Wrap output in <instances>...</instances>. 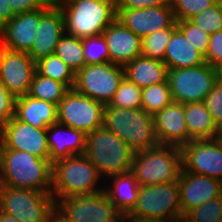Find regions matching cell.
Wrapping results in <instances>:
<instances>
[{
	"mask_svg": "<svg viewBox=\"0 0 222 222\" xmlns=\"http://www.w3.org/2000/svg\"><path fill=\"white\" fill-rule=\"evenodd\" d=\"M4 185L51 193L53 164L28 152L0 149Z\"/></svg>",
	"mask_w": 222,
	"mask_h": 222,
	"instance_id": "1",
	"label": "cell"
},
{
	"mask_svg": "<svg viewBox=\"0 0 222 222\" xmlns=\"http://www.w3.org/2000/svg\"><path fill=\"white\" fill-rule=\"evenodd\" d=\"M135 152L118 135L104 126L86 135L84 155L105 179L130 172Z\"/></svg>",
	"mask_w": 222,
	"mask_h": 222,
	"instance_id": "2",
	"label": "cell"
},
{
	"mask_svg": "<svg viewBox=\"0 0 222 222\" xmlns=\"http://www.w3.org/2000/svg\"><path fill=\"white\" fill-rule=\"evenodd\" d=\"M103 181L84 154L72 155L53 164L51 194L56 203L64 197L102 192L104 188L98 184Z\"/></svg>",
	"mask_w": 222,
	"mask_h": 222,
	"instance_id": "3",
	"label": "cell"
},
{
	"mask_svg": "<svg viewBox=\"0 0 222 222\" xmlns=\"http://www.w3.org/2000/svg\"><path fill=\"white\" fill-rule=\"evenodd\" d=\"M103 126L118 135L134 151L159 145L155 133L154 117L139 108H104Z\"/></svg>",
	"mask_w": 222,
	"mask_h": 222,
	"instance_id": "4",
	"label": "cell"
},
{
	"mask_svg": "<svg viewBox=\"0 0 222 222\" xmlns=\"http://www.w3.org/2000/svg\"><path fill=\"white\" fill-rule=\"evenodd\" d=\"M183 219L177 181L139 185V195L125 221L171 222Z\"/></svg>",
	"mask_w": 222,
	"mask_h": 222,
	"instance_id": "5",
	"label": "cell"
},
{
	"mask_svg": "<svg viewBox=\"0 0 222 222\" xmlns=\"http://www.w3.org/2000/svg\"><path fill=\"white\" fill-rule=\"evenodd\" d=\"M58 7L65 33L80 39L101 35L117 16L115 0H72Z\"/></svg>",
	"mask_w": 222,
	"mask_h": 222,
	"instance_id": "6",
	"label": "cell"
},
{
	"mask_svg": "<svg viewBox=\"0 0 222 222\" xmlns=\"http://www.w3.org/2000/svg\"><path fill=\"white\" fill-rule=\"evenodd\" d=\"M181 171L180 148L167 145L135 152L130 170L141 186L177 181Z\"/></svg>",
	"mask_w": 222,
	"mask_h": 222,
	"instance_id": "7",
	"label": "cell"
},
{
	"mask_svg": "<svg viewBox=\"0 0 222 222\" xmlns=\"http://www.w3.org/2000/svg\"><path fill=\"white\" fill-rule=\"evenodd\" d=\"M55 222H125V217L102 191L59 199Z\"/></svg>",
	"mask_w": 222,
	"mask_h": 222,
	"instance_id": "8",
	"label": "cell"
},
{
	"mask_svg": "<svg viewBox=\"0 0 222 222\" xmlns=\"http://www.w3.org/2000/svg\"><path fill=\"white\" fill-rule=\"evenodd\" d=\"M0 211L20 222H55V200L51 193L34 189L6 187L0 201Z\"/></svg>",
	"mask_w": 222,
	"mask_h": 222,
	"instance_id": "9",
	"label": "cell"
},
{
	"mask_svg": "<svg viewBox=\"0 0 222 222\" xmlns=\"http://www.w3.org/2000/svg\"><path fill=\"white\" fill-rule=\"evenodd\" d=\"M222 72L208 64L191 68L168 69V82L173 102H203Z\"/></svg>",
	"mask_w": 222,
	"mask_h": 222,
	"instance_id": "10",
	"label": "cell"
},
{
	"mask_svg": "<svg viewBox=\"0 0 222 222\" xmlns=\"http://www.w3.org/2000/svg\"><path fill=\"white\" fill-rule=\"evenodd\" d=\"M123 78V66L111 62L89 64L75 74L74 89L106 106Z\"/></svg>",
	"mask_w": 222,
	"mask_h": 222,
	"instance_id": "11",
	"label": "cell"
},
{
	"mask_svg": "<svg viewBox=\"0 0 222 222\" xmlns=\"http://www.w3.org/2000/svg\"><path fill=\"white\" fill-rule=\"evenodd\" d=\"M105 105L74 88L57 105V122L86 135L103 126Z\"/></svg>",
	"mask_w": 222,
	"mask_h": 222,
	"instance_id": "12",
	"label": "cell"
},
{
	"mask_svg": "<svg viewBox=\"0 0 222 222\" xmlns=\"http://www.w3.org/2000/svg\"><path fill=\"white\" fill-rule=\"evenodd\" d=\"M182 171L222 182V145L215 139L191 140L180 148Z\"/></svg>",
	"mask_w": 222,
	"mask_h": 222,
	"instance_id": "13",
	"label": "cell"
},
{
	"mask_svg": "<svg viewBox=\"0 0 222 222\" xmlns=\"http://www.w3.org/2000/svg\"><path fill=\"white\" fill-rule=\"evenodd\" d=\"M0 149L20 150L41 159H49L46 128L37 129L16 117L3 124Z\"/></svg>",
	"mask_w": 222,
	"mask_h": 222,
	"instance_id": "14",
	"label": "cell"
},
{
	"mask_svg": "<svg viewBox=\"0 0 222 222\" xmlns=\"http://www.w3.org/2000/svg\"><path fill=\"white\" fill-rule=\"evenodd\" d=\"M116 18L141 39L153 32L177 28L171 3L145 9H116Z\"/></svg>",
	"mask_w": 222,
	"mask_h": 222,
	"instance_id": "15",
	"label": "cell"
},
{
	"mask_svg": "<svg viewBox=\"0 0 222 222\" xmlns=\"http://www.w3.org/2000/svg\"><path fill=\"white\" fill-rule=\"evenodd\" d=\"M65 33L64 16L58 6L45 4L40 8L37 37L27 53L35 62L55 54L60 37Z\"/></svg>",
	"mask_w": 222,
	"mask_h": 222,
	"instance_id": "16",
	"label": "cell"
},
{
	"mask_svg": "<svg viewBox=\"0 0 222 222\" xmlns=\"http://www.w3.org/2000/svg\"><path fill=\"white\" fill-rule=\"evenodd\" d=\"M36 62L24 52L7 50L1 68L0 80L16 98L29 93Z\"/></svg>",
	"mask_w": 222,
	"mask_h": 222,
	"instance_id": "17",
	"label": "cell"
},
{
	"mask_svg": "<svg viewBox=\"0 0 222 222\" xmlns=\"http://www.w3.org/2000/svg\"><path fill=\"white\" fill-rule=\"evenodd\" d=\"M177 183L183 216L189 210L222 194V182L208 176L181 171Z\"/></svg>",
	"mask_w": 222,
	"mask_h": 222,
	"instance_id": "18",
	"label": "cell"
},
{
	"mask_svg": "<svg viewBox=\"0 0 222 222\" xmlns=\"http://www.w3.org/2000/svg\"><path fill=\"white\" fill-rule=\"evenodd\" d=\"M153 117L159 145L181 148L191 141L185 120L184 104L172 102Z\"/></svg>",
	"mask_w": 222,
	"mask_h": 222,
	"instance_id": "19",
	"label": "cell"
},
{
	"mask_svg": "<svg viewBox=\"0 0 222 222\" xmlns=\"http://www.w3.org/2000/svg\"><path fill=\"white\" fill-rule=\"evenodd\" d=\"M108 46L110 62L125 66L141 56V38L126 28L117 18L102 33Z\"/></svg>",
	"mask_w": 222,
	"mask_h": 222,
	"instance_id": "20",
	"label": "cell"
},
{
	"mask_svg": "<svg viewBox=\"0 0 222 222\" xmlns=\"http://www.w3.org/2000/svg\"><path fill=\"white\" fill-rule=\"evenodd\" d=\"M40 9L15 15L0 30L9 50L28 53L37 37Z\"/></svg>",
	"mask_w": 222,
	"mask_h": 222,
	"instance_id": "21",
	"label": "cell"
},
{
	"mask_svg": "<svg viewBox=\"0 0 222 222\" xmlns=\"http://www.w3.org/2000/svg\"><path fill=\"white\" fill-rule=\"evenodd\" d=\"M46 135L49 161L52 164L72 155H82L85 152L86 134L80 130L57 122L46 128Z\"/></svg>",
	"mask_w": 222,
	"mask_h": 222,
	"instance_id": "22",
	"label": "cell"
},
{
	"mask_svg": "<svg viewBox=\"0 0 222 222\" xmlns=\"http://www.w3.org/2000/svg\"><path fill=\"white\" fill-rule=\"evenodd\" d=\"M15 117L37 129L47 128L57 123V105L26 94L16 99Z\"/></svg>",
	"mask_w": 222,
	"mask_h": 222,
	"instance_id": "23",
	"label": "cell"
},
{
	"mask_svg": "<svg viewBox=\"0 0 222 222\" xmlns=\"http://www.w3.org/2000/svg\"><path fill=\"white\" fill-rule=\"evenodd\" d=\"M107 179L112 183L104 184V192L117 210L126 217L136 205L139 183L131 172L112 175Z\"/></svg>",
	"mask_w": 222,
	"mask_h": 222,
	"instance_id": "24",
	"label": "cell"
},
{
	"mask_svg": "<svg viewBox=\"0 0 222 222\" xmlns=\"http://www.w3.org/2000/svg\"><path fill=\"white\" fill-rule=\"evenodd\" d=\"M124 77L142 89L150 85L166 82L168 68L164 62L141 55L124 66Z\"/></svg>",
	"mask_w": 222,
	"mask_h": 222,
	"instance_id": "25",
	"label": "cell"
},
{
	"mask_svg": "<svg viewBox=\"0 0 222 222\" xmlns=\"http://www.w3.org/2000/svg\"><path fill=\"white\" fill-rule=\"evenodd\" d=\"M163 62L168 69L191 68L205 64L204 56L195 49L177 28L166 47Z\"/></svg>",
	"mask_w": 222,
	"mask_h": 222,
	"instance_id": "26",
	"label": "cell"
},
{
	"mask_svg": "<svg viewBox=\"0 0 222 222\" xmlns=\"http://www.w3.org/2000/svg\"><path fill=\"white\" fill-rule=\"evenodd\" d=\"M184 114L191 140L215 139L219 128L203 102L184 104Z\"/></svg>",
	"mask_w": 222,
	"mask_h": 222,
	"instance_id": "27",
	"label": "cell"
},
{
	"mask_svg": "<svg viewBox=\"0 0 222 222\" xmlns=\"http://www.w3.org/2000/svg\"><path fill=\"white\" fill-rule=\"evenodd\" d=\"M69 90L70 88L67 85L40 75L35 71L28 95L58 105Z\"/></svg>",
	"mask_w": 222,
	"mask_h": 222,
	"instance_id": "28",
	"label": "cell"
},
{
	"mask_svg": "<svg viewBox=\"0 0 222 222\" xmlns=\"http://www.w3.org/2000/svg\"><path fill=\"white\" fill-rule=\"evenodd\" d=\"M36 71L45 77L67 85L70 89L75 85V72L56 54H50L36 62Z\"/></svg>",
	"mask_w": 222,
	"mask_h": 222,
	"instance_id": "29",
	"label": "cell"
},
{
	"mask_svg": "<svg viewBox=\"0 0 222 222\" xmlns=\"http://www.w3.org/2000/svg\"><path fill=\"white\" fill-rule=\"evenodd\" d=\"M55 54L75 73L86 65L82 39L64 33L57 44Z\"/></svg>",
	"mask_w": 222,
	"mask_h": 222,
	"instance_id": "30",
	"label": "cell"
},
{
	"mask_svg": "<svg viewBox=\"0 0 222 222\" xmlns=\"http://www.w3.org/2000/svg\"><path fill=\"white\" fill-rule=\"evenodd\" d=\"M141 108L154 115L173 102L168 80L142 88Z\"/></svg>",
	"mask_w": 222,
	"mask_h": 222,
	"instance_id": "31",
	"label": "cell"
},
{
	"mask_svg": "<svg viewBox=\"0 0 222 222\" xmlns=\"http://www.w3.org/2000/svg\"><path fill=\"white\" fill-rule=\"evenodd\" d=\"M177 28H167L153 32L141 39V55L153 60L163 62L166 47L172 33Z\"/></svg>",
	"mask_w": 222,
	"mask_h": 222,
	"instance_id": "32",
	"label": "cell"
},
{
	"mask_svg": "<svg viewBox=\"0 0 222 222\" xmlns=\"http://www.w3.org/2000/svg\"><path fill=\"white\" fill-rule=\"evenodd\" d=\"M142 90L135 83L124 77L115 92L108 107L114 108H139L141 107Z\"/></svg>",
	"mask_w": 222,
	"mask_h": 222,
	"instance_id": "33",
	"label": "cell"
},
{
	"mask_svg": "<svg viewBox=\"0 0 222 222\" xmlns=\"http://www.w3.org/2000/svg\"><path fill=\"white\" fill-rule=\"evenodd\" d=\"M183 220L185 222H222V194L189 210L183 216Z\"/></svg>",
	"mask_w": 222,
	"mask_h": 222,
	"instance_id": "34",
	"label": "cell"
},
{
	"mask_svg": "<svg viewBox=\"0 0 222 222\" xmlns=\"http://www.w3.org/2000/svg\"><path fill=\"white\" fill-rule=\"evenodd\" d=\"M82 46L86 65L110 62L108 46L102 34L83 38Z\"/></svg>",
	"mask_w": 222,
	"mask_h": 222,
	"instance_id": "35",
	"label": "cell"
},
{
	"mask_svg": "<svg viewBox=\"0 0 222 222\" xmlns=\"http://www.w3.org/2000/svg\"><path fill=\"white\" fill-rule=\"evenodd\" d=\"M209 35L222 30V0L190 19Z\"/></svg>",
	"mask_w": 222,
	"mask_h": 222,
	"instance_id": "36",
	"label": "cell"
},
{
	"mask_svg": "<svg viewBox=\"0 0 222 222\" xmlns=\"http://www.w3.org/2000/svg\"><path fill=\"white\" fill-rule=\"evenodd\" d=\"M218 0H170L176 21L190 20Z\"/></svg>",
	"mask_w": 222,
	"mask_h": 222,
	"instance_id": "37",
	"label": "cell"
},
{
	"mask_svg": "<svg viewBox=\"0 0 222 222\" xmlns=\"http://www.w3.org/2000/svg\"><path fill=\"white\" fill-rule=\"evenodd\" d=\"M177 28L184 34L192 46L205 56L210 35L191 20L176 21Z\"/></svg>",
	"mask_w": 222,
	"mask_h": 222,
	"instance_id": "38",
	"label": "cell"
},
{
	"mask_svg": "<svg viewBox=\"0 0 222 222\" xmlns=\"http://www.w3.org/2000/svg\"><path fill=\"white\" fill-rule=\"evenodd\" d=\"M203 103L217 127L222 124V77L208 93Z\"/></svg>",
	"mask_w": 222,
	"mask_h": 222,
	"instance_id": "39",
	"label": "cell"
},
{
	"mask_svg": "<svg viewBox=\"0 0 222 222\" xmlns=\"http://www.w3.org/2000/svg\"><path fill=\"white\" fill-rule=\"evenodd\" d=\"M205 63L222 72V30L214 32L209 37Z\"/></svg>",
	"mask_w": 222,
	"mask_h": 222,
	"instance_id": "40",
	"label": "cell"
},
{
	"mask_svg": "<svg viewBox=\"0 0 222 222\" xmlns=\"http://www.w3.org/2000/svg\"><path fill=\"white\" fill-rule=\"evenodd\" d=\"M16 99L0 80V120L3 123L15 117Z\"/></svg>",
	"mask_w": 222,
	"mask_h": 222,
	"instance_id": "41",
	"label": "cell"
},
{
	"mask_svg": "<svg viewBox=\"0 0 222 222\" xmlns=\"http://www.w3.org/2000/svg\"><path fill=\"white\" fill-rule=\"evenodd\" d=\"M116 9H145L170 4V0H115Z\"/></svg>",
	"mask_w": 222,
	"mask_h": 222,
	"instance_id": "42",
	"label": "cell"
},
{
	"mask_svg": "<svg viewBox=\"0 0 222 222\" xmlns=\"http://www.w3.org/2000/svg\"><path fill=\"white\" fill-rule=\"evenodd\" d=\"M12 13L14 15L32 12L42 8L45 5L43 0H9Z\"/></svg>",
	"mask_w": 222,
	"mask_h": 222,
	"instance_id": "43",
	"label": "cell"
},
{
	"mask_svg": "<svg viewBox=\"0 0 222 222\" xmlns=\"http://www.w3.org/2000/svg\"><path fill=\"white\" fill-rule=\"evenodd\" d=\"M15 15L12 13L9 0H0V30L9 22Z\"/></svg>",
	"mask_w": 222,
	"mask_h": 222,
	"instance_id": "44",
	"label": "cell"
},
{
	"mask_svg": "<svg viewBox=\"0 0 222 222\" xmlns=\"http://www.w3.org/2000/svg\"><path fill=\"white\" fill-rule=\"evenodd\" d=\"M8 50L7 45L4 43L3 38L0 35V68L4 59V56Z\"/></svg>",
	"mask_w": 222,
	"mask_h": 222,
	"instance_id": "45",
	"label": "cell"
},
{
	"mask_svg": "<svg viewBox=\"0 0 222 222\" xmlns=\"http://www.w3.org/2000/svg\"><path fill=\"white\" fill-rule=\"evenodd\" d=\"M0 222H20L17 218L0 211Z\"/></svg>",
	"mask_w": 222,
	"mask_h": 222,
	"instance_id": "46",
	"label": "cell"
},
{
	"mask_svg": "<svg viewBox=\"0 0 222 222\" xmlns=\"http://www.w3.org/2000/svg\"><path fill=\"white\" fill-rule=\"evenodd\" d=\"M45 4H49L52 6H58L65 4V0H43Z\"/></svg>",
	"mask_w": 222,
	"mask_h": 222,
	"instance_id": "47",
	"label": "cell"
},
{
	"mask_svg": "<svg viewBox=\"0 0 222 222\" xmlns=\"http://www.w3.org/2000/svg\"><path fill=\"white\" fill-rule=\"evenodd\" d=\"M5 185H4V180H3V174H2V169H1V165H0V201H1V197H2V193L4 191Z\"/></svg>",
	"mask_w": 222,
	"mask_h": 222,
	"instance_id": "48",
	"label": "cell"
},
{
	"mask_svg": "<svg viewBox=\"0 0 222 222\" xmlns=\"http://www.w3.org/2000/svg\"><path fill=\"white\" fill-rule=\"evenodd\" d=\"M3 122L0 120V142H1V139H2V135H3Z\"/></svg>",
	"mask_w": 222,
	"mask_h": 222,
	"instance_id": "49",
	"label": "cell"
},
{
	"mask_svg": "<svg viewBox=\"0 0 222 222\" xmlns=\"http://www.w3.org/2000/svg\"><path fill=\"white\" fill-rule=\"evenodd\" d=\"M217 140L220 142V144L222 145V131H219L217 134Z\"/></svg>",
	"mask_w": 222,
	"mask_h": 222,
	"instance_id": "50",
	"label": "cell"
},
{
	"mask_svg": "<svg viewBox=\"0 0 222 222\" xmlns=\"http://www.w3.org/2000/svg\"><path fill=\"white\" fill-rule=\"evenodd\" d=\"M171 222H185V221L181 219V220H176V221H171Z\"/></svg>",
	"mask_w": 222,
	"mask_h": 222,
	"instance_id": "51",
	"label": "cell"
},
{
	"mask_svg": "<svg viewBox=\"0 0 222 222\" xmlns=\"http://www.w3.org/2000/svg\"><path fill=\"white\" fill-rule=\"evenodd\" d=\"M218 128H219V131H222V124Z\"/></svg>",
	"mask_w": 222,
	"mask_h": 222,
	"instance_id": "52",
	"label": "cell"
}]
</instances>
